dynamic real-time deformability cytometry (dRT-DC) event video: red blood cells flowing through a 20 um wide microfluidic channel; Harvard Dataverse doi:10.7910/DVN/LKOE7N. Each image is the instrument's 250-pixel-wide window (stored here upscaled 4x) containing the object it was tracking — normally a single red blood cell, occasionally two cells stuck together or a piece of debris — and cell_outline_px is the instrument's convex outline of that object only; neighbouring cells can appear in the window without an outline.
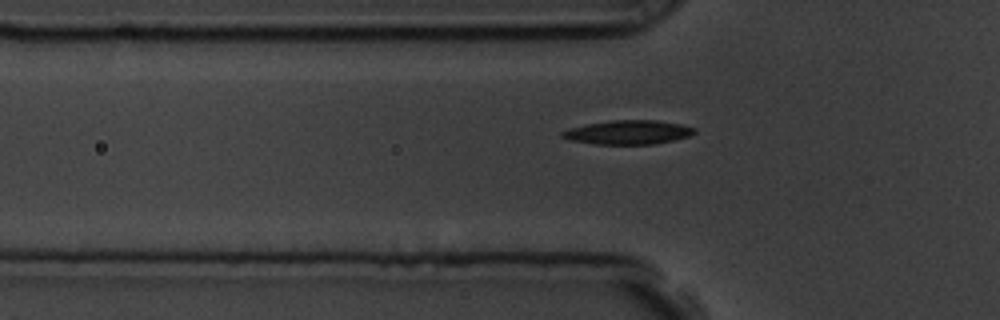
{"species": "common noctule bat (a hibernating species)", "species_latin": "Nyctalus noctula", "temperature_condition": "room temperature", "stored_images_in_passage": 43, "camera_frame_rate_fps": 3000, "um_per_image_px": 0.085, "animal": {"sex": "male", "body_mass_g": 19.5, "forearm_length_mm": 54.6}, "frame": {"image": 1, "passage_image": 8, "time_ms": 2.333, "image_size_px": [1000, 320], "cell_outline_px": [[696, 132], [688, 136], [672, 140], [652, 144], [596, 144], [568, 140], [560, 136], [560, 132], [568, 128], [584, 124], [608, 120], [656, 120], [684, 124], [696, 128]], "centroid_in_image_um": [53.35, 11.23], "position_along_channel_um": 72.5, "area_um2": 18.73}}
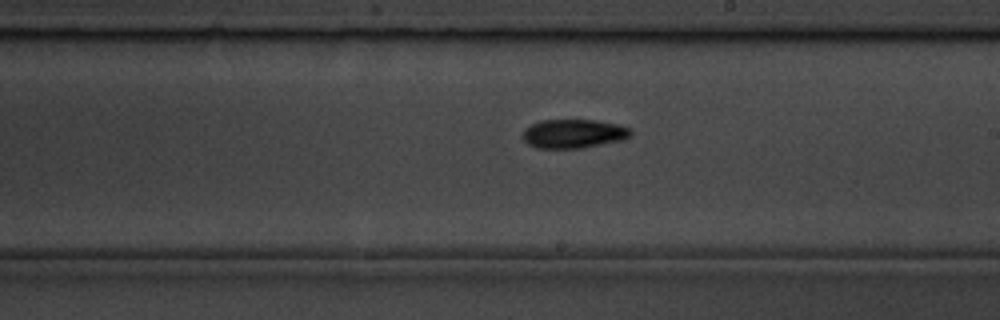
{"frame": {"image": 2, "passage_image": 22, "time_ms": 7.0, "image_size_px": [1000, 320], "cell_outline_px": [[632, 136], [624, 140], [584, 148], [536, 148], [528, 144], [524, 140], [524, 128], [540, 120], [596, 120], [616, 124], [632, 128]], "centroid_in_image_um": [48.8, 11.37], "position_along_channel_um": 240.2, "area_um2": 18.38}}
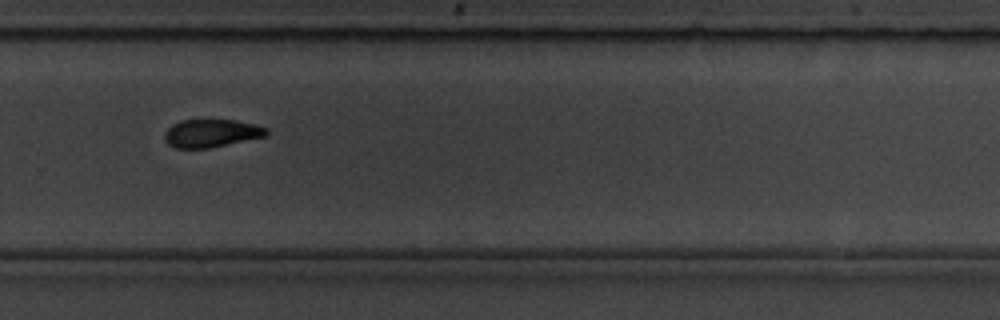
{"frame": {"image": 3, "passage_image": 28, "time_ms": 9.0, "image_size_px": [1000, 320], "cell_outline_px": [[268, 136], [208, 148], [176, 148], [168, 144], [164, 140], [164, 132], [172, 124], [180, 120], [236, 120], [256, 124], [268, 128]], "centroid_in_image_um": [17.98, 11.32], "position_along_channel_um": 311.8, "area_um2": 16.76}, "authors_computed_cell_mechanics": {"area_um2": 17.6868, "velocity_mm_per_s": 3.5862, "shape_relaxation_time_tau1_ms": 2.6877, "shape_relaxation_time_tau2_ms": null, "deformation_change_tau1": 0.1283, "deformation_change_tau2": null}}